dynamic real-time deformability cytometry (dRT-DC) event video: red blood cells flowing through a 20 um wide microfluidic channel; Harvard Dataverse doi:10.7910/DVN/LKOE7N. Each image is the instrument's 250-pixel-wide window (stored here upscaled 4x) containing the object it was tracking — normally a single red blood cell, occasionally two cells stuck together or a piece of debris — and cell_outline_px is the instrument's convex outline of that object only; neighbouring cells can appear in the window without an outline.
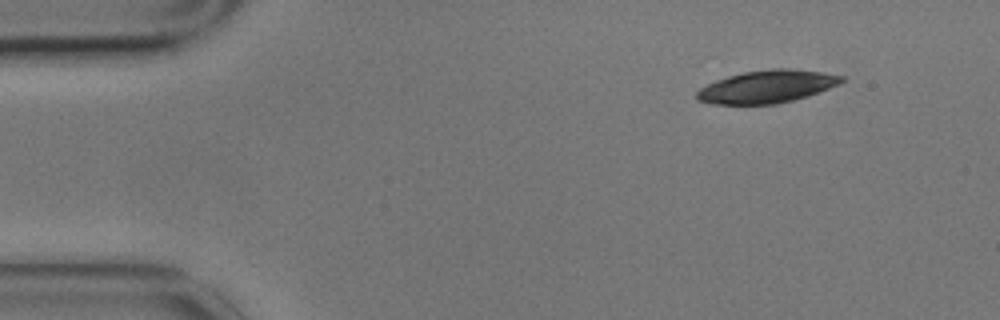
{"species": "common noctule bat (a hibernating species)", "species_latin": "Nyctalus noctula", "temperature_condition": "cold", "stored_images_in_passage": 4, "camera_frame_rate_fps": 3000, "um_per_image_px": 0.085, "animal": {"sex": "male", "body_mass_g": 17.9}, "frame": {"image": 1, "passage_image": 1, "time_ms": 0.0, "image_size_px": [1000, 320], "cell_outline_px": [[844, 80], [840, 84], [808, 96], [776, 104], [708, 104], [696, 100], [696, 92], [700, 88], [716, 80], [728, 76], [744, 72], [772, 68], [792, 68], [820, 72], [844, 76]], "centroid_in_image_um": [65.18, 7.36], "position_along_channel_um": 19.8, "area_um2": 27.63}}